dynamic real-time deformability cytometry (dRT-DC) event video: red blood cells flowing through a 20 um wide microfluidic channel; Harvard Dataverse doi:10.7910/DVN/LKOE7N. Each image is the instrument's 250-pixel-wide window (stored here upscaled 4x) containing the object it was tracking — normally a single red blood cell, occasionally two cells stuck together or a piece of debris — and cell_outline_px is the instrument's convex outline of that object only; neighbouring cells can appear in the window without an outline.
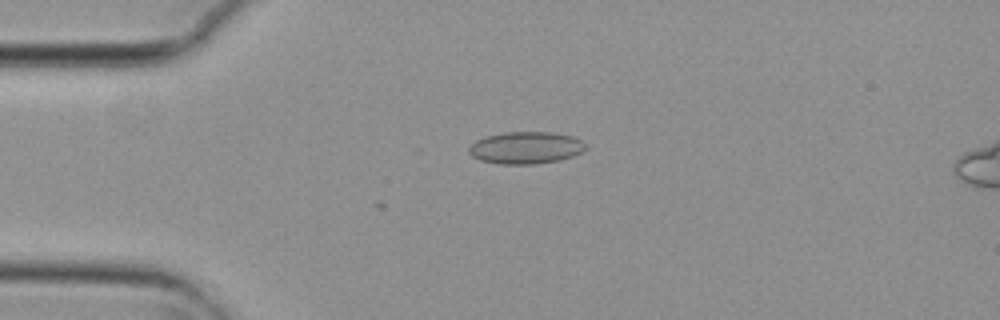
{"species": "common noctule bat (a hibernating species)", "species_latin": "Nyctalus noctula", "temperature_condition": "cold", "stored_images_in_passage": 3, "camera_frame_rate_fps": 3000, "um_per_image_px": 0.085, "animal": {"sex": "female", "body_mass_g": 29.2, "forearm_length_mm": 56.3}, "frame": {"image": 1, "passage_image": 1, "time_ms": 0.0, "image_size_px": [1000, 320], "cell_outline_px": [[584, 148], [580, 152], [572, 156], [560, 160], [536, 164], [500, 164], [480, 160], [472, 156], [468, 152], [468, 148], [476, 140], [488, 136], [504, 132], [548, 132], [572, 136], [580, 140], [584, 144]], "centroid_in_image_um": [44.65, 12.56], "position_along_channel_um": 40.3, "area_um2": 21.62}}
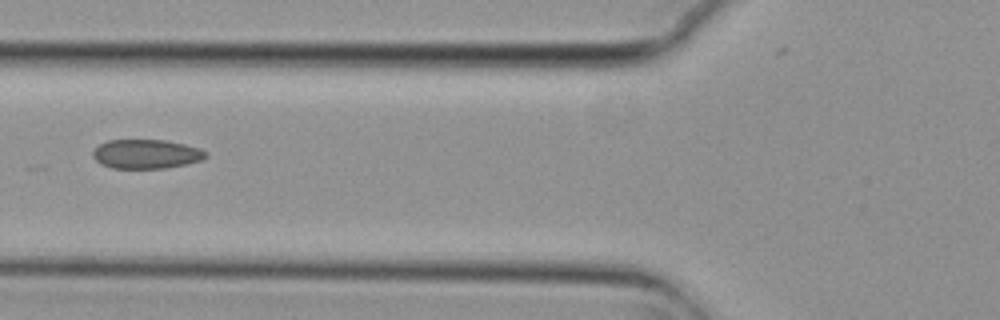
{"frame": {"image": 2, "passage_image": 3, "time_ms": 0.667, "image_size_px": [1000, 320], "cell_outline_px": [[208, 156], [204, 160], [164, 168], [112, 168], [100, 164], [92, 156], [92, 152], [100, 144], [108, 140], [164, 140], [184, 144], [200, 148], [208, 152]], "centroid_in_image_um": [12.45, 13.09], "position_along_channel_um": 113.4, "area_um2": 19.25}}